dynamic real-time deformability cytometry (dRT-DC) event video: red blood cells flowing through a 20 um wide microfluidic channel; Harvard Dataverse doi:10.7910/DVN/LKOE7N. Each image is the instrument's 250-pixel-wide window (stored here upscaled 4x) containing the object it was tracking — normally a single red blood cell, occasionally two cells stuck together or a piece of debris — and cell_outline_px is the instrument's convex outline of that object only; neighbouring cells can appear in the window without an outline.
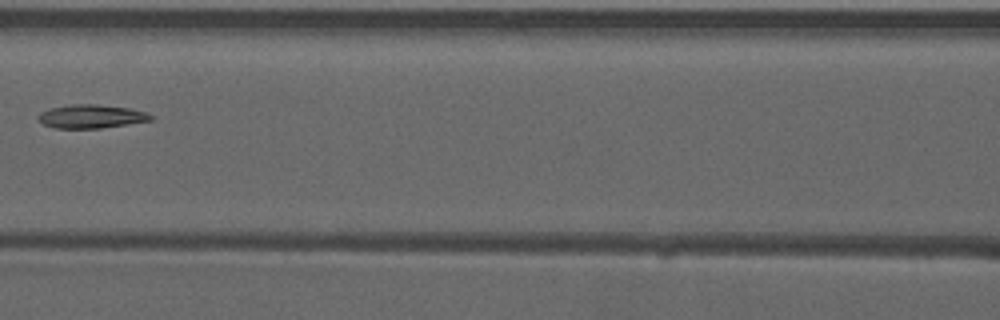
{"species": "common noctule bat (a hibernating species)", "species_latin": "Nyctalus noctula", "temperature_condition": "warm", "stored_images_in_passage": 6, "camera_frame_rate_fps": 3000, "um_per_image_px": 0.085, "animal": {"sex": "male", "forearm_length_mm": 52.5}, "frame": {"image": 1, "passage_image": 4, "time_ms": 1.0, "image_size_px": [1000, 320], "cell_outline_px": [[152, 120], [100, 128], [56, 128], [44, 124], [36, 116], [40, 112], [52, 108], [72, 104], [96, 104], [128, 108], [144, 112], [152, 116]], "centroid_in_image_um": [7.72, 9.89], "position_along_channel_um": 158.9, "area_um2": 15.14}}
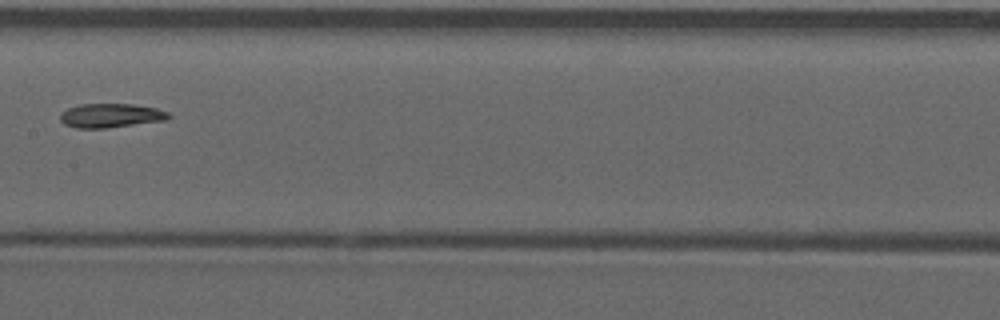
{"frame": {"image": 2, "passage_image": 5, "time_ms": 1.333, "image_size_px": [1000, 320], "cell_outline_px": [[172, 116], [168, 120], [108, 128], [76, 128], [64, 124], [60, 120], [60, 112], [68, 108], [80, 104], [132, 104], [156, 108], [168, 112]], "centroid_in_image_um": [9.43, 9.83], "position_along_channel_um": 198.0, "area_um2": 15.37}}
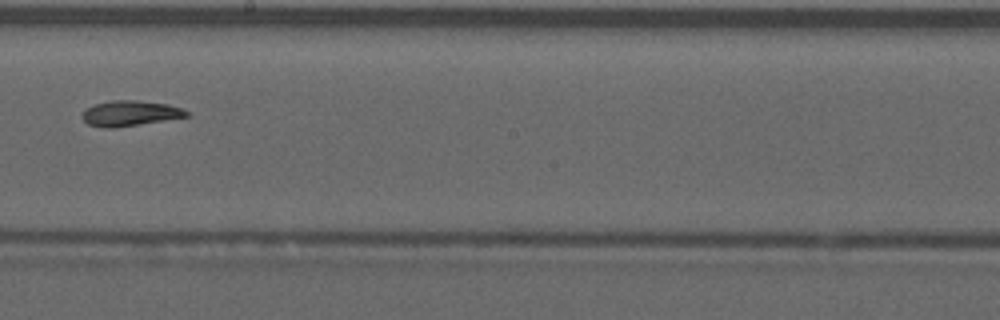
{"frame": {"image": 3, "passage_image": 6, "time_ms": 1.667, "image_size_px": [1000, 320], "cell_outline_px": [[188, 116], [112, 128], [100, 128], [88, 124], [80, 116], [88, 108], [96, 104], [112, 100], [136, 100], [168, 104], [180, 108], [188, 112]], "centroid_in_image_um": [11.01, 9.63], "position_along_channel_um": 237.2, "area_um2": 15.09}}